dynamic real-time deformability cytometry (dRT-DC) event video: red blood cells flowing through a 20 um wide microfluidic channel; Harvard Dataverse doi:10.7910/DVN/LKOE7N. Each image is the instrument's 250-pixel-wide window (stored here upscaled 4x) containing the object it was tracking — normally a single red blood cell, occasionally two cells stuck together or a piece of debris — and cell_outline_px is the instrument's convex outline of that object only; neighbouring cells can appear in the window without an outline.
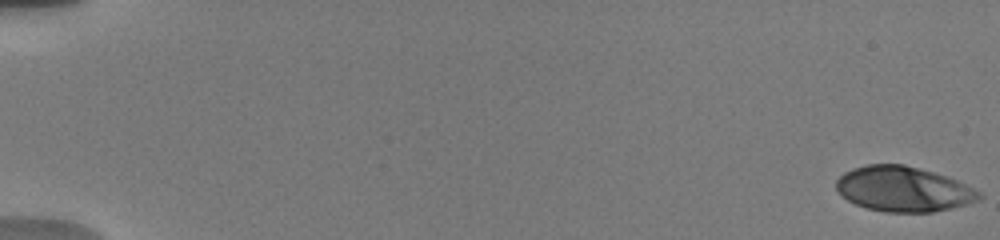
{"species": "human", "species_latin": "Homo sapiens", "temperature_condition": "warm", "stored_images_in_passage": 20, "camera_frame_rate_fps": 3000, "um_per_image_px": 0.085, "donor": {"sex": "male"}, "frame": {"image": 1, "passage_image": 1, "time_ms": 0.0, "image_size_px": [1000, 240], "cell_outline_px": [[984, 196], [980, 200], [952, 208], [932, 212], [884, 212], [868, 208], [856, 204], [848, 200], [836, 188], [836, 180], [844, 172], [852, 168], [868, 164], [904, 164], [932, 172], [956, 180], [980, 192]], "centroid_in_image_um": [76.78, 16.07], "position_along_channel_um": 8.2, "area_um2": 37.28}}
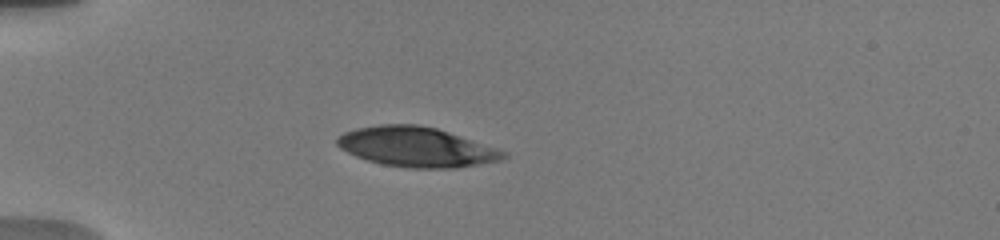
{"frame": {"image": 2, "passage_image": 14, "time_ms": 5.333, "image_size_px": [1000, 240], "cell_outline_px": [[508, 156], [500, 160], [456, 168], [408, 168], [384, 164], [368, 160], [356, 156], [340, 148], [336, 144], [336, 136], [344, 132], [356, 128], [380, 124], [416, 124], [436, 128], [508, 152]], "centroid_in_image_um": [35.36, 12.49], "position_along_channel_um": 49.6, "area_um2": 38.38}}
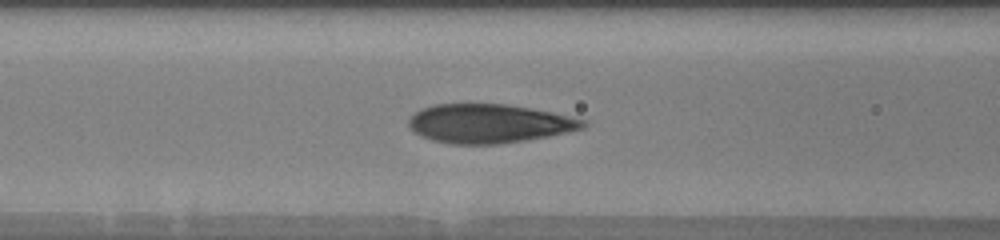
{"frame": {"image": 3, "passage_image": 20, "time_ms": 8.0, "image_size_px": [1000, 240], "cell_outline_px": [[588, 124], [584, 128], [548, 136], [524, 140], [496, 144], [452, 144], [432, 140], [420, 136], [408, 128], [408, 120], [420, 108], [432, 104], [504, 104], [532, 108], [552, 112], [588, 120]], "centroid_in_image_um": [41.55, 10.49], "position_along_channel_um": 125.0, "area_um2": 39.65}}